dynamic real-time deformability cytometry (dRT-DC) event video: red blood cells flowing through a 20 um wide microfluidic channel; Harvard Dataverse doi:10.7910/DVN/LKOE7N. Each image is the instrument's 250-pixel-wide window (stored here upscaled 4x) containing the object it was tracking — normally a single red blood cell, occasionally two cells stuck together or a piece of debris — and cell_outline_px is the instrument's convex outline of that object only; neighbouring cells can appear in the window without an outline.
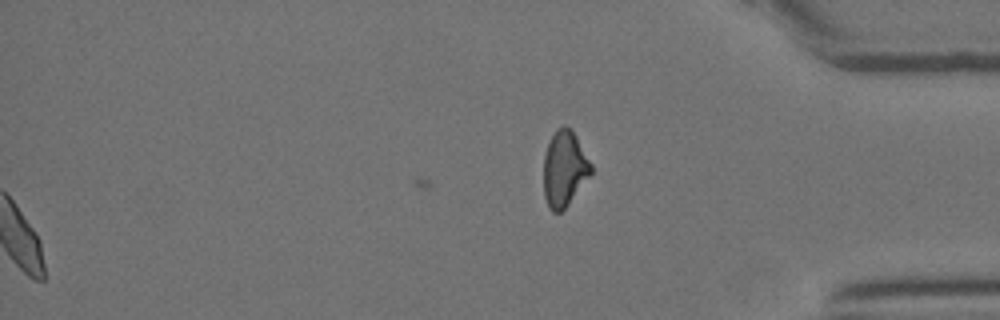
{"species": "Egyptian fruit bat (a non-hibernating species)", "species_latin": "Rousettus aegyptiacus", "temperature_condition": "room temperature", "stored_images_in_passage": 38, "segment_of_instrument_passage": [2, 2], "camera_frame_rate_fps": 3000, "um_per_image_px": 0.085, "animal": {"sex": "female"}, "frame": {"image": 1, "passage_image": 38, "time_ms": 12.333, "image_size_px": [1000, 320], "cell_outline_px": [[592, 172], [568, 204], [560, 212], [552, 212], [548, 208], [544, 196], [544, 156], [548, 144], [556, 128], [564, 124], [576, 136], [592, 164]], "centroid_in_image_um": [47.96, 14.34], "position_along_channel_um": 387.2, "area_um2": 20.69}}